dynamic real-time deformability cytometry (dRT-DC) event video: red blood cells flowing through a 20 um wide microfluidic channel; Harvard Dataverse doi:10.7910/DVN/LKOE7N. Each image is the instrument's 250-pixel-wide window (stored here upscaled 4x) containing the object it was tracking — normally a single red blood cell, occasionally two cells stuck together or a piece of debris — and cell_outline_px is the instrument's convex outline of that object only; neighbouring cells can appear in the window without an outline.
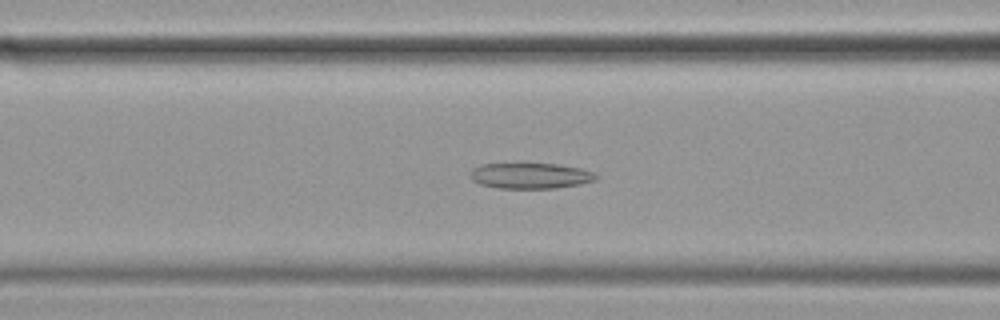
{"species": "common noctule bat (a hibernating species)", "species_latin": "Nyctalus noctula", "temperature_condition": "cold", "stored_images_in_passage": 44, "camera_frame_rate_fps": 3000, "um_per_image_px": 0.085, "animal": {"sex": "female", "body_mass_g": 19.9}, "frame": {"image": 1, "passage_image": 9, "time_ms": 2.667, "image_size_px": [1000, 320], "cell_outline_px": [[600, 176], [596, 180], [580, 184], [556, 188], [500, 188], [480, 184], [472, 180], [472, 168], [480, 164], [556, 164], [580, 168], [596, 172]], "centroid_in_image_um": [45.14, 14.94], "position_along_channel_um": 121.5, "area_um2": 18.79}}
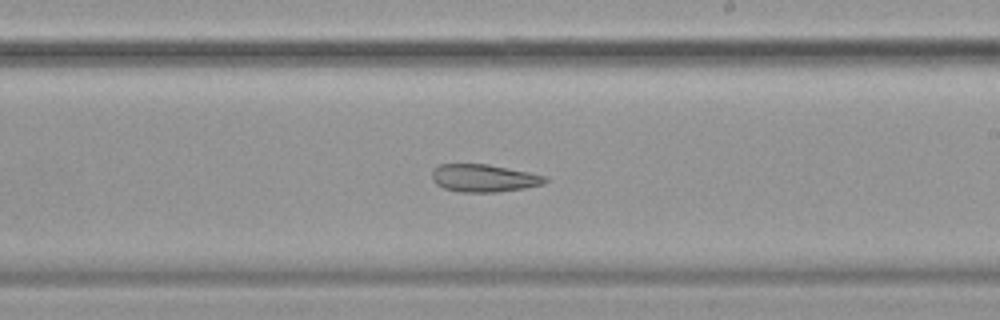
{"frame": {"image": 2, "passage_image": 20, "time_ms": 6.333, "image_size_px": [1000, 320], "cell_outline_px": [[548, 180], [544, 184], [524, 188], [496, 192], [464, 192], [444, 188], [436, 184], [432, 180], [432, 172], [440, 164], [488, 164], [528, 172], [544, 176]], "centroid_in_image_um": [41.12, 15.14], "position_along_channel_um": 247.9, "area_um2": 18.03}}
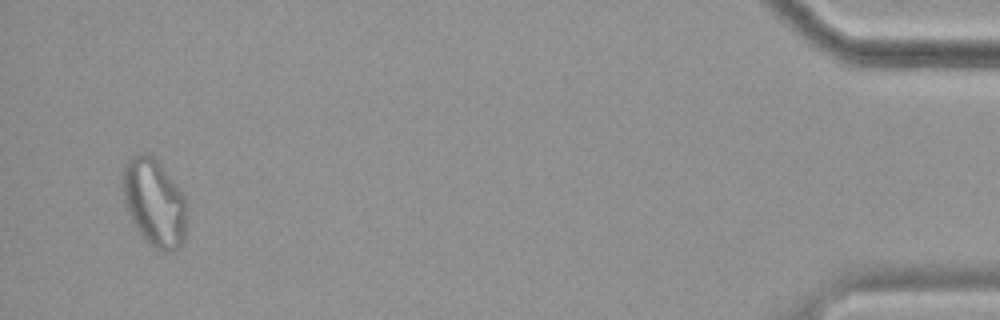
{"frame": {"image": 3, "passage_image": 42, "time_ms": 13.667, "image_size_px": [1000, 320], "cell_outline_px": [[184, 240], [180, 248], [176, 252], [160, 252], [152, 248], [148, 244], [136, 228], [124, 204], [124, 164], [132, 156], [140, 152], [144, 152], [152, 156], [164, 168], [184, 196]], "centroid_in_image_um": [13.1, 17.26], "position_along_channel_um": 422.1, "area_um2": 32.37}}